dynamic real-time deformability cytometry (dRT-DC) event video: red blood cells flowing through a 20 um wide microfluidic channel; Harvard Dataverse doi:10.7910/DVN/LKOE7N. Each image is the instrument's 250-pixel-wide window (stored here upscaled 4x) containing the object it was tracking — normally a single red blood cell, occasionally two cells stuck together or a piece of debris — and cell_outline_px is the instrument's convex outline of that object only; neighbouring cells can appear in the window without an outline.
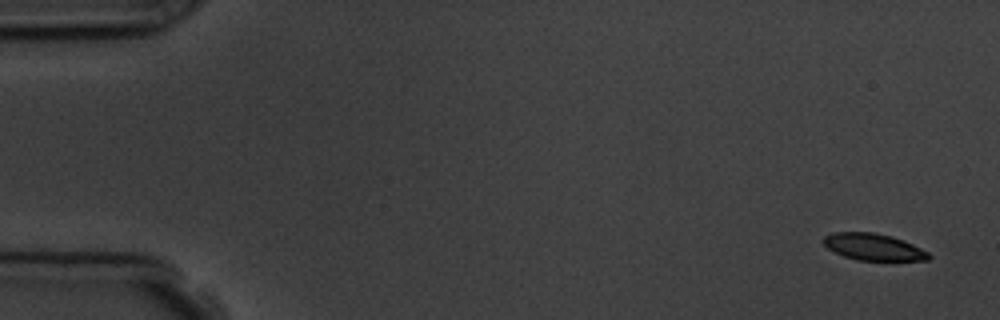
{"species": "common noctule bat (a hibernating species)", "species_latin": "Nyctalus noctula", "temperature_condition": "room temperature", "stored_images_in_passage": 5, "camera_frame_rate_fps": 3000, "um_per_image_px": 0.085, "animal": {"sex": "male", "body_mass_g": 19.5, "forearm_length_mm": 54.6}, "frame": {"image": 1, "passage_image": 1, "time_ms": 0.0, "image_size_px": [1000, 320], "cell_outline_px": [[932, 256], [928, 260], [856, 260], [844, 256], [828, 248], [820, 240], [824, 236], [832, 232], [872, 232], [892, 236], [904, 240], [928, 252]], "centroid_in_image_um": [74.22, 20.98], "position_along_channel_um": 10.8, "area_um2": 16.42}}
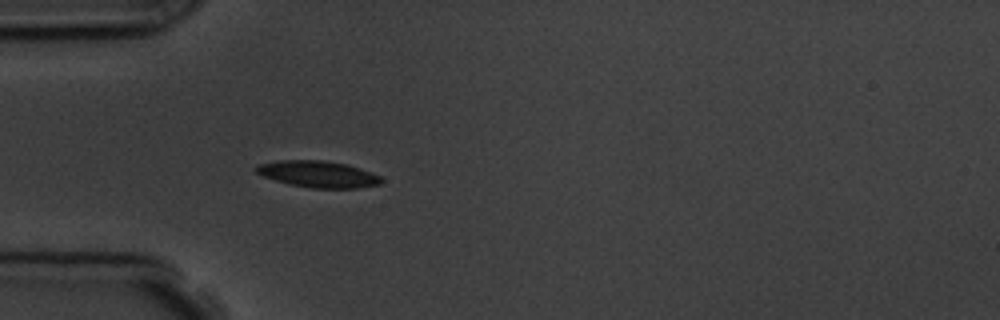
{"frame": {"image": 2, "passage_image": 5, "time_ms": 4.667, "image_size_px": [1000, 320], "cell_outline_px": [[384, 180], [380, 184], [356, 188], [312, 188], [288, 184], [264, 176], [256, 172], [256, 168], [260, 164], [280, 160], [324, 160], [348, 164], [372, 172], [380, 176]], "centroid_in_image_um": [27.09, 14.8], "position_along_channel_um": 57.9, "area_um2": 19.31}}